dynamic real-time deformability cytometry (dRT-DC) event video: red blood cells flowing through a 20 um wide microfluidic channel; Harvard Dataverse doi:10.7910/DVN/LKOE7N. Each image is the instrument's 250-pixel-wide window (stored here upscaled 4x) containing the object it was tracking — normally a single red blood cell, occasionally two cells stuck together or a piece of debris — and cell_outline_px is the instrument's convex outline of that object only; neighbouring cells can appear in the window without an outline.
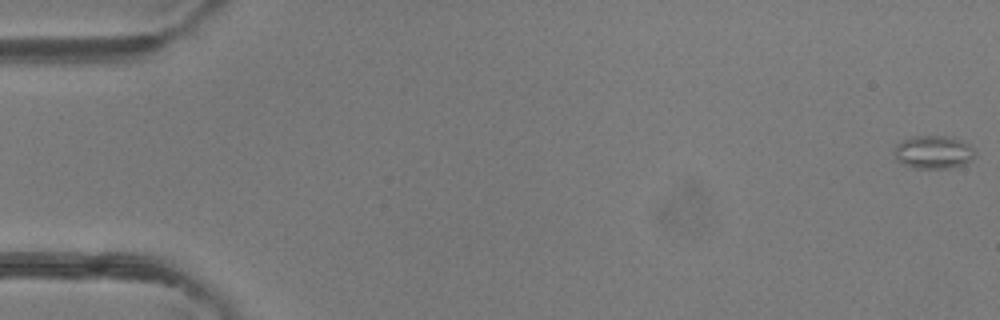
{"species": "common noctule bat (a hibernating species)", "species_latin": "Nyctalus noctula", "temperature_condition": "room temperature", "stored_images_in_passage": 48, "camera_frame_rate_fps": 3000, "um_per_image_px": 0.085, "animal": {"sex": "female"}, "frame": {"image": 1, "passage_image": 1, "time_ms": 0.0, "image_size_px": [1000, 320], "cell_outline_px": [[976, 156], [964, 164], [948, 168], [916, 168], [904, 164], [896, 160], [896, 144], [912, 136], [952, 136], [968, 144], [976, 152]], "centroid_in_image_um": [79.37, 12.92], "position_along_channel_um": 5.6, "area_um2": 15.43}}
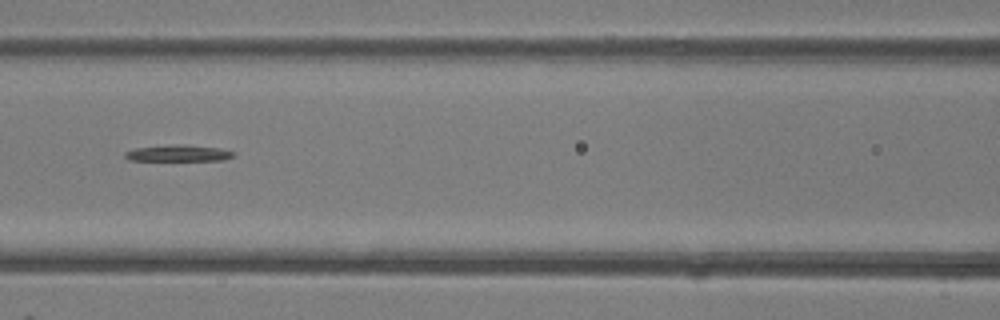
{"frame": {"image": 2, "passage_image": 22, "time_ms": 7.0, "image_size_px": [1000, 320], "cell_outline_px": [[236, 156], [224, 160], [128, 160], [124, 156], [124, 152], [136, 148], [180, 144], [184, 144], [220, 148], [236, 152]], "centroid_in_image_um": [15.22, 13.02], "position_along_channel_um": 151.4, "area_um2": 10.35}}
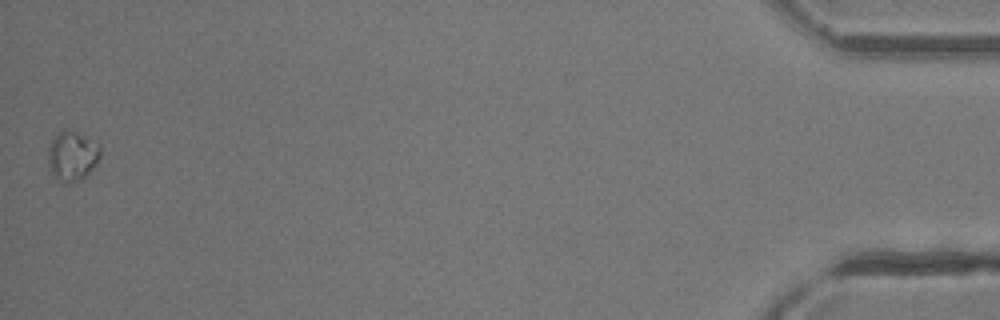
{"frame": {"image": 3, "passage_image": 48, "time_ms": 15.667, "image_size_px": [1000, 320], "cell_outline_px": [[100, 156], [96, 164], [80, 180], [68, 184], [60, 184], [48, 168], [48, 148], [52, 140], [64, 128], [76, 132], [100, 144]], "centroid_in_image_um": [6.12, 13.28], "position_along_channel_um": 429.1, "area_um2": 15.2}}